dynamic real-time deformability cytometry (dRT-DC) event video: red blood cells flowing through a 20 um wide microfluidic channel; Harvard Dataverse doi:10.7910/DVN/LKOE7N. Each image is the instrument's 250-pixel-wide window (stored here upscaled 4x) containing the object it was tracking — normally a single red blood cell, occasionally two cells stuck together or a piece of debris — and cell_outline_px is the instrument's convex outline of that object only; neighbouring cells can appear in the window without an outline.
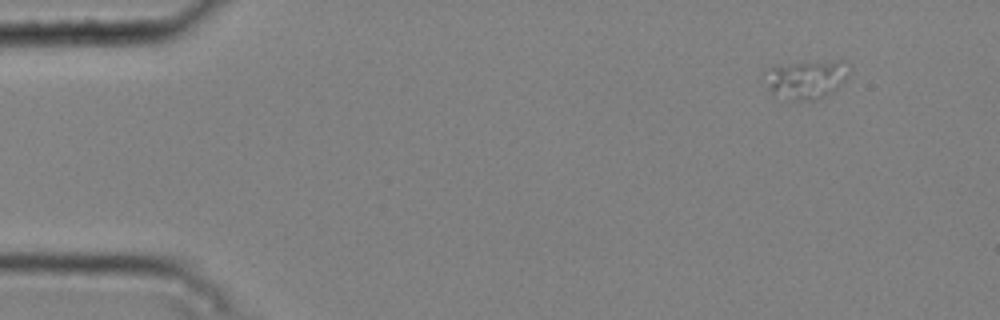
{"species": "common noctule bat (a hibernating species)", "species_latin": "Nyctalus noctula", "temperature_condition": "cold", "stored_images_in_passage": 5, "camera_frame_rate_fps": 3000, "um_per_image_px": 0.085, "animal": {"sex": "male", "body_mass_g": 20.4}, "frame": {"image": 1, "passage_image": 1, "time_ms": 0.0, "image_size_px": [1000, 320], "cell_outline_px": [[852, 72], [832, 92], [824, 96], [812, 100], [804, 100], [772, 92], [768, 88], [764, 72], [764, 68], [776, 64], [836, 60], [844, 60], [852, 68]], "centroid_in_image_um": [68.58, 6.66], "position_along_channel_um": 16.4, "area_um2": 18.9}}
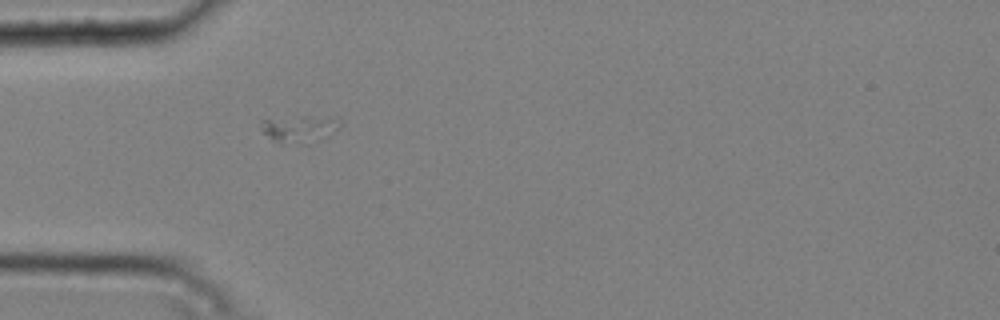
{"frame": {"image": 2, "passage_image": 4, "time_ms": 1.0, "image_size_px": [1000, 320], "cell_outline_px": [[340, 128], [328, 136], [304, 144], [280, 144], [272, 140], [260, 128], [260, 120], [304, 116], [340, 116]], "centroid_in_image_um": [25.5, 10.94], "position_along_channel_um": 59.5, "area_um2": 12.83}}
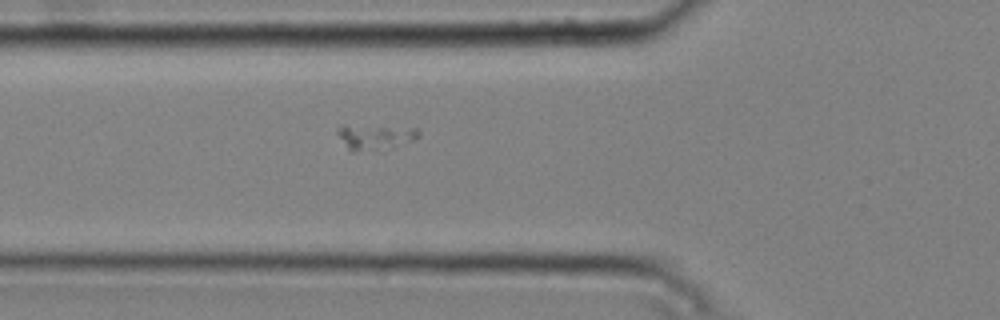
{"frame": {"image": 3, "passage_image": 5, "time_ms": 1.333, "image_size_px": [1000, 320], "cell_outline_px": [[420, 136], [412, 140], [384, 152], [352, 152], [348, 148], [336, 132], [336, 128], [340, 124], [344, 124], [416, 128], [420, 132]], "centroid_in_image_um": [31.86, 11.66], "position_along_channel_um": 93.9, "area_um2": 12.6}}